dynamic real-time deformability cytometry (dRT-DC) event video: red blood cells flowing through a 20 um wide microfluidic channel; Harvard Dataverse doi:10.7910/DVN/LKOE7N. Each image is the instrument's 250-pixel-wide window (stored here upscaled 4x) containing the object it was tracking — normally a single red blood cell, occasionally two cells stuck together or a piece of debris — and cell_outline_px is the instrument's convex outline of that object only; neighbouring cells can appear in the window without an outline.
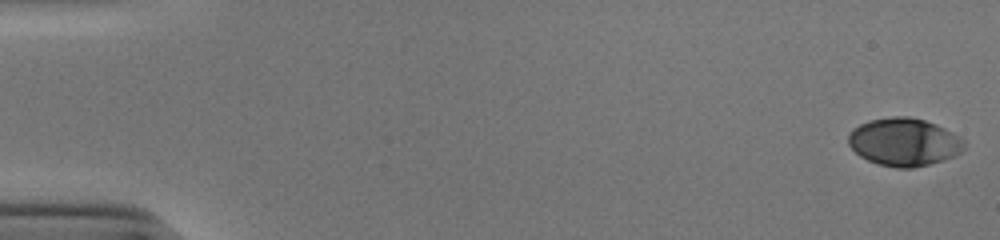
{"species": "human", "species_latin": "Homo sapiens", "temperature_condition": "cold", "stored_images_in_passage": 53, "camera_frame_rate_fps": 3000, "um_per_image_px": 0.085, "donor": {"sex": "male"}, "frame": {"image": 1, "passage_image": 1, "time_ms": 0.0, "image_size_px": [1000, 240], "cell_outline_px": [[964, 148], [956, 156], [944, 160], [912, 168], [896, 168], [876, 164], [860, 156], [848, 144], [848, 132], [852, 128], [868, 120], [892, 116], [908, 116], [924, 120], [936, 124], [960, 136], [964, 140]], "centroid_in_image_um": [76.83, 12.07], "position_along_channel_um": 8.2, "area_um2": 32.6}}
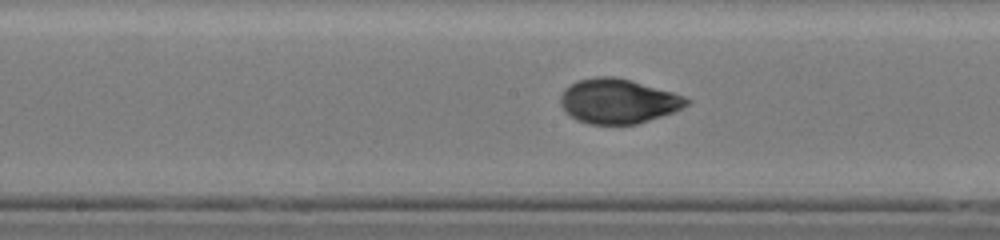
{"frame": {"image": 2, "passage_image": 28, "time_ms": 9.0, "image_size_px": [1000, 240], "cell_outline_px": [[692, 100], [688, 104], [672, 112], [636, 124], [588, 124], [576, 120], [560, 104], [560, 96], [564, 88], [568, 84], [576, 80], [592, 76], [612, 76], [632, 80], [672, 92], [684, 96]], "centroid_in_image_um": [52.5, 8.57], "position_along_channel_um": 195.7, "area_um2": 32.83}}
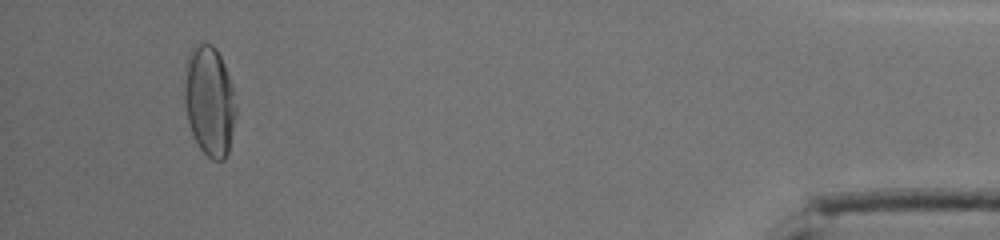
{"frame": {"image": 3, "passage_image": 50, "time_ms": 16.333, "image_size_px": [1000, 240], "cell_outline_px": [[236, 112], [228, 152], [224, 160], [212, 160], [200, 148], [192, 132], [188, 120], [184, 104], [184, 80], [188, 56], [192, 48], [200, 40], [212, 44], [216, 48], [224, 64], [232, 88], [236, 108]], "centroid_in_image_um": [17.79, 8.55], "position_along_channel_um": 417.4, "area_um2": 32.89}, "authors_computed_cell_mechanics": {"area_um2": 32.368, "velocity_mm_per_s": 3.9205, "shape_relaxation_time_tau1_ms": 4.5952, "shape_relaxation_time_tau2_ms": 0.7122, "deformation_change_tau1": 0.1871, "deformation_change_tau2": 0.0462}}